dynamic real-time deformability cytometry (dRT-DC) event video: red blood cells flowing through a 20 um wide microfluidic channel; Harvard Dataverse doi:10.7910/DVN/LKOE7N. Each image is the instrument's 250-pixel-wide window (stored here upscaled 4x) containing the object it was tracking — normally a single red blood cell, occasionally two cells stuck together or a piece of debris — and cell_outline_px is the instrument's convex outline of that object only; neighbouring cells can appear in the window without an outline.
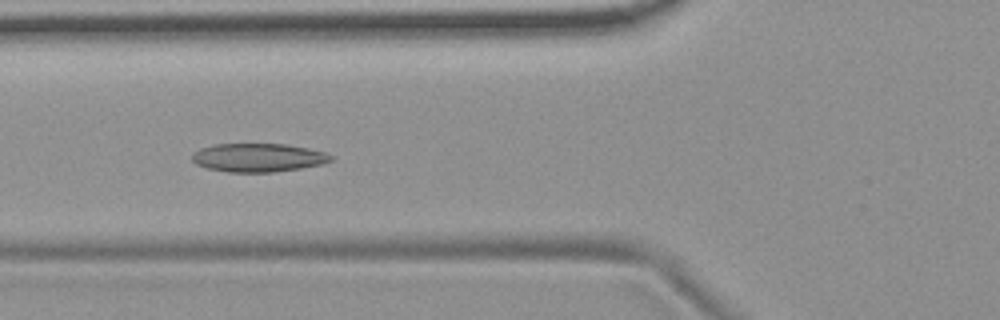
{"species": "common noctule bat (a hibernating species)", "species_latin": "Nyctalus noctula", "temperature_condition": "room temperature", "stored_images_in_passage": 51, "camera_frame_rate_fps": 3000, "um_per_image_px": 0.085, "animal": {"sex": "female", "body_mass_g": 19.9}, "frame": {"image": 1, "passage_image": 17, "time_ms": 5.333, "image_size_px": [1000, 320], "cell_outline_px": [[332, 160], [320, 164], [300, 168], [272, 172], [228, 172], [208, 168], [196, 164], [192, 160], [192, 152], [200, 148], [216, 144], [284, 144], [324, 152], [332, 156]], "centroid_in_image_um": [21.88, 13.4], "position_along_channel_um": 103.9, "area_um2": 22.77}}
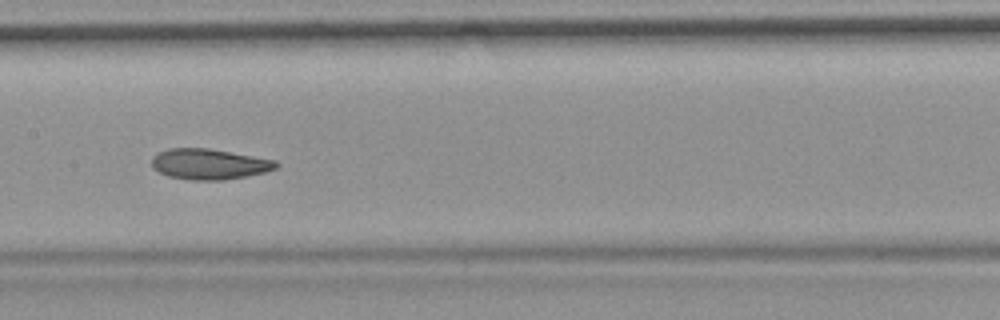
{"frame": {"image": 2, "passage_image": 24, "time_ms": 7.667, "image_size_px": [1000, 320], "cell_outline_px": [[280, 164], [276, 168], [264, 172], [224, 180], [192, 180], [168, 176], [152, 168], [152, 156], [168, 148], [208, 148], [276, 160]], "centroid_in_image_um": [17.77, 13.94], "position_along_channel_um": 189.6, "area_um2": 22.08}}
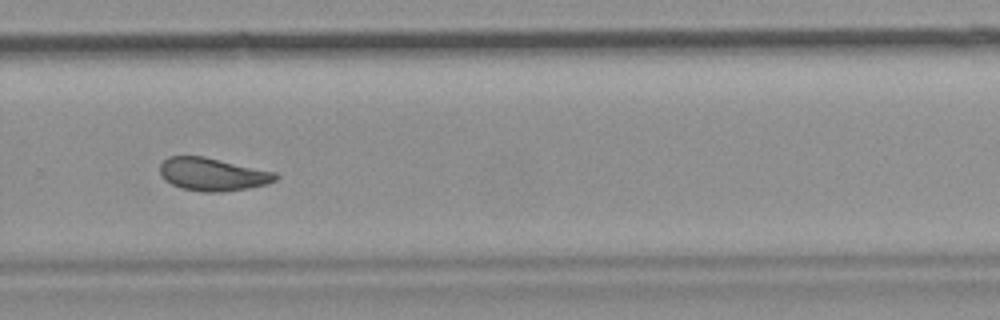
{"frame": {"image": 3, "passage_image": 34, "time_ms": 11.0, "image_size_px": [1000, 320], "cell_outline_px": [[280, 176], [276, 180], [268, 184], [248, 188], [220, 192], [204, 192], [180, 188], [164, 180], [160, 176], [160, 164], [168, 156], [204, 156], [276, 172]], "centroid_in_image_um": [18.07, 14.81], "position_along_channel_um": 311.7, "area_um2": 22.37}, "authors_computed_cell_mechanics": {"area_um2": 22.831, "velocity_mm_per_s": 3.6738, "shape_relaxation_time_tau1_ms": null, "shape_relaxation_time_tau2_ms": 2.8345, "deformation_change_tau1": null, "deformation_change_tau2": 0.0866}}